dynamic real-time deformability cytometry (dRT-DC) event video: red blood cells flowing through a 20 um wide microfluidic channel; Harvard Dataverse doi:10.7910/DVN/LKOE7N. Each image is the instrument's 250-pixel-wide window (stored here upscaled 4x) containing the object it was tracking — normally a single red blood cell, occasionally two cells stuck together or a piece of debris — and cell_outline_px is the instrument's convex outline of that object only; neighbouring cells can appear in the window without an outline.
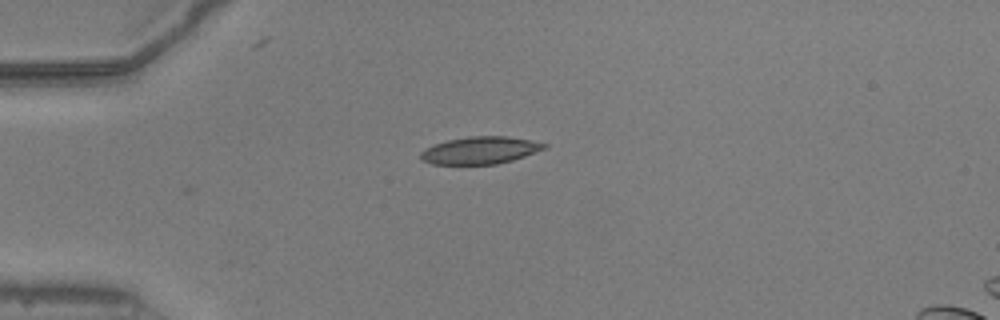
{"species": "common noctule bat (a hibernating species)", "species_latin": "Nyctalus noctula", "temperature_condition": "warm", "stored_images_in_passage": 23, "camera_frame_rate_fps": 3000, "um_per_image_px": 0.085, "animal": {"sex": "male", "body_mass_g": 20.5, "forearm_length_mm": 52.5}, "frame": {"image": 1, "passage_image": 1, "time_ms": 0.0, "image_size_px": [1000, 320], "cell_outline_px": [[548, 148], [512, 160], [496, 164], [432, 164], [424, 160], [420, 156], [420, 152], [424, 148], [432, 144], [448, 140], [468, 136], [508, 136], [548, 144]], "centroid_in_image_um": [40.8, 12.77], "position_along_channel_um": 44.2, "area_um2": 19.65}}
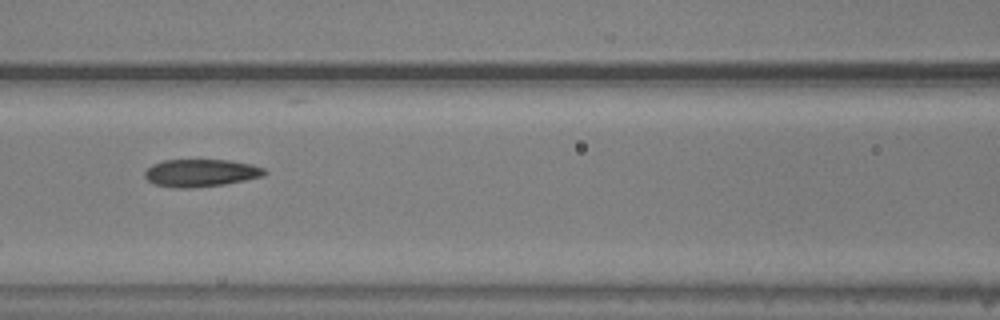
{"frame": {"image": 2, "passage_image": 11, "time_ms": 3.333, "image_size_px": [1000, 320], "cell_outline_px": [[268, 172], [264, 176], [224, 184], [192, 188], [176, 188], [156, 184], [148, 180], [144, 176], [144, 172], [152, 164], [164, 160], [228, 160], [252, 164], [264, 168]], "centroid_in_image_um": [17.08, 14.69], "position_along_channel_um": 149.5, "area_um2": 19.19}}
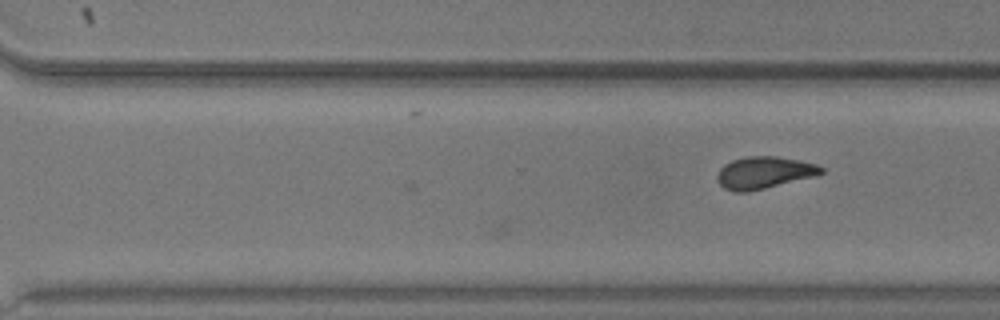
{"frame": {"image": 3, "passage_image": 23, "time_ms": 7.333, "image_size_px": [1000, 320], "cell_outline_px": [[824, 172], [816, 176], [748, 192], [736, 192], [724, 188], [720, 184], [716, 176], [720, 168], [724, 164], [732, 160], [748, 156], [776, 156], [800, 160], [816, 164], [824, 168]], "centroid_in_image_um": [64.95, 14.67], "position_along_channel_um": 305.6, "area_um2": 19.48}}